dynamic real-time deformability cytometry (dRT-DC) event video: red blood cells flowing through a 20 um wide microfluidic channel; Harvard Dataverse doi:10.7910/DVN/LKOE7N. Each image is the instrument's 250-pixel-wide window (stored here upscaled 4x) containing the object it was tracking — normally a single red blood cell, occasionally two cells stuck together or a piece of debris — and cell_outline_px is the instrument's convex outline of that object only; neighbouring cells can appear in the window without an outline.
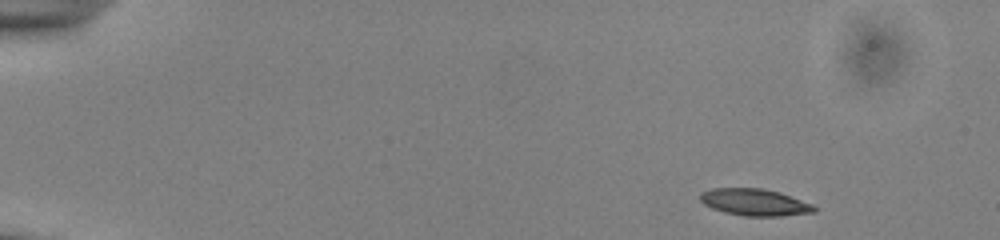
{"species": "common noctule bat (a hibernating species)", "species_latin": "Nyctalus noctula", "temperature_condition": "cold", "stored_images_in_passage": 48, "camera_frame_rate_fps": 3000, "um_per_image_px": 0.085, "animal": {"sex": "male", "body_mass_g": 13.0, "forearm_length_mm": 53.1}, "frame": {"image": 1, "passage_image": 1, "time_ms": 0.0, "image_size_px": [1000, 240], "cell_outline_px": [[816, 212], [780, 216], [744, 216], [724, 212], [712, 208], [704, 204], [700, 200], [700, 192], [712, 188], [760, 188], [780, 192], [812, 204], [816, 208]], "centroid_in_image_um": [64.13, 17.19], "position_along_channel_um": 20.9, "area_um2": 17.86}}
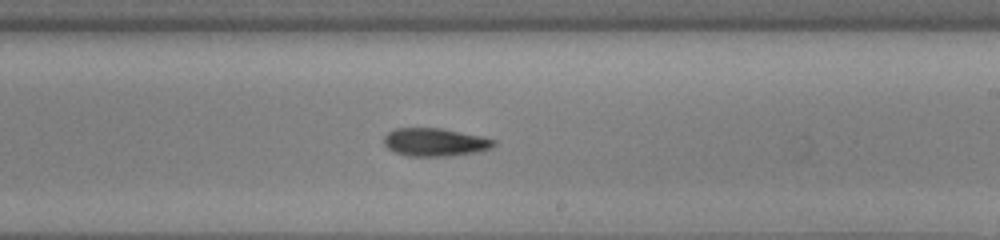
{"frame": {"image": 2, "passage_image": 28, "time_ms": 9.0, "image_size_px": [1000, 240], "cell_outline_px": [[496, 144], [492, 148], [476, 152], [448, 156], [408, 156], [396, 152], [388, 148], [384, 144], [384, 136], [388, 132], [396, 128], [440, 128], [480, 136], [496, 140]], "centroid_in_image_um": [36.97, 12.08], "position_along_channel_um": 252.0, "area_um2": 17.86}}
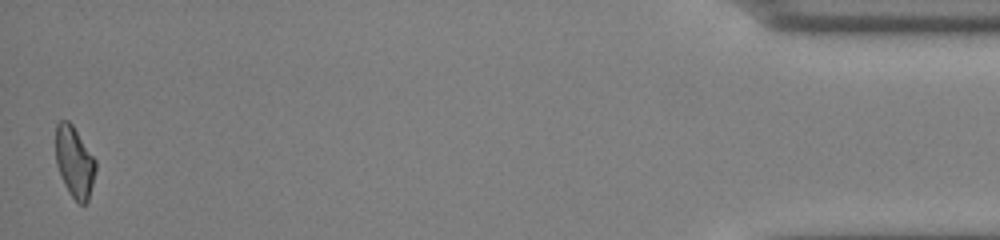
{"frame": {"image": 3, "passage_image": 48, "time_ms": 15.667, "image_size_px": [1000, 240], "cell_outline_px": [[96, 168], [88, 200], [84, 204], [80, 204], [68, 192], [64, 184], [56, 164], [56, 124], [60, 120], [68, 120], [72, 124], [96, 160]], "centroid_in_image_um": [6.32, 13.75], "position_along_channel_um": 428.9, "area_um2": 16.42}, "authors_computed_cell_mechanics": {"area_um2": 17.8602, "velocity_mm_per_s": 3.8752, "shape_relaxation_time_tau1_ms": 2.7905, "shape_relaxation_time_tau2_ms": 4.6933, "deformation_change_tau1": 0.0941, "deformation_change_tau2": 0.1145}}